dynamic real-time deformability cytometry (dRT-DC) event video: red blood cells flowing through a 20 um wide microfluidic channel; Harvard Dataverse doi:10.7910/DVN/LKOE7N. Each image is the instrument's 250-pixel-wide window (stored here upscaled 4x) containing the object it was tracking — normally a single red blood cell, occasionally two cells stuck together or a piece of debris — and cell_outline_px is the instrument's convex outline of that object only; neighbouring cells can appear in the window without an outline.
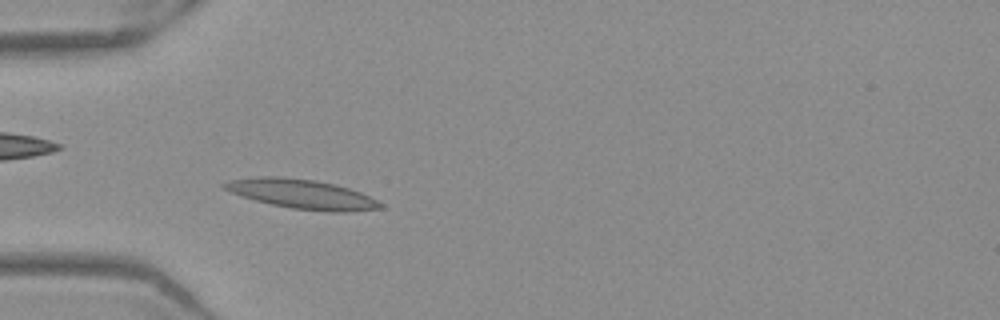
{"species": "Egyptian fruit bat (a non-hibernating species)", "species_latin": "Rousettus aegyptiacus", "temperature_condition": "warm", "stored_images_in_passage": 47, "camera_frame_rate_fps": 3000, "um_per_image_px": 0.085, "frame": {"image": 1, "passage_image": 11, "time_ms": 3.333, "image_size_px": [1000, 320], "cell_outline_px": [[384, 208], [348, 212], [328, 212], [292, 208], [272, 204], [240, 196], [224, 188], [220, 184], [228, 180], [260, 176], [280, 176], [316, 180], [336, 184], [360, 192], [384, 204]], "centroid_in_image_um": [25.67, 16.49], "position_along_channel_um": 59.3, "area_um2": 26.82}}
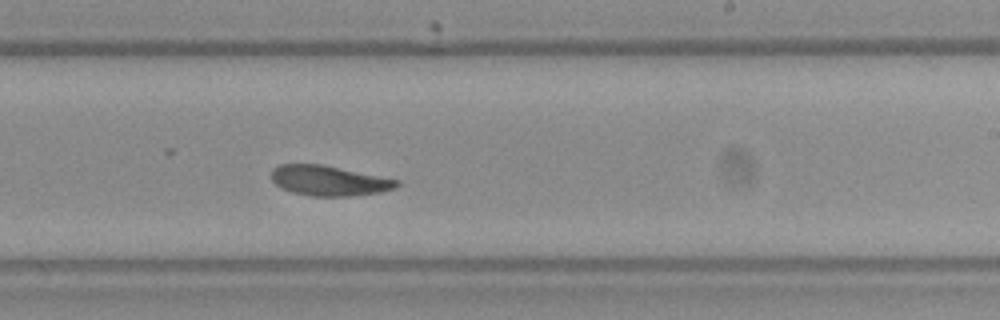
{"frame": {"image": 2, "passage_image": 27, "time_ms": 8.667, "image_size_px": [1000, 320], "cell_outline_px": [[400, 184], [396, 188], [380, 192], [348, 196], [312, 196], [292, 192], [276, 184], [272, 180], [272, 168], [280, 164], [324, 164], [400, 180]], "centroid_in_image_um": [27.99, 15.34], "position_along_channel_um": 261.0, "area_um2": 22.02}}
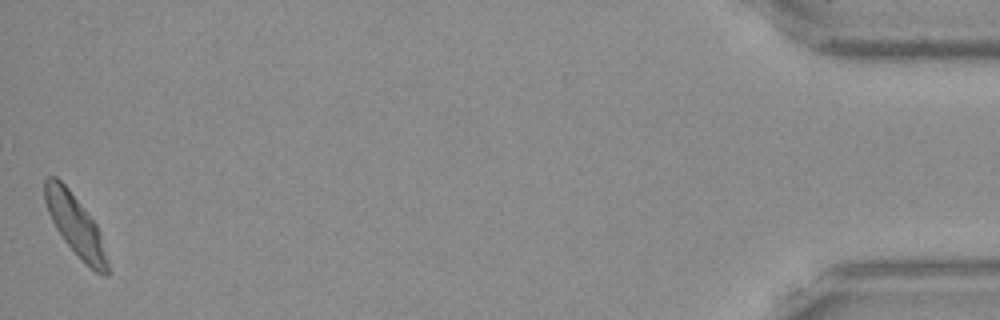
{"frame": {"image": 3, "passage_image": 47, "time_ms": 15.333, "image_size_px": [1000, 320], "cell_outline_px": [[108, 276], [104, 276], [96, 272], [64, 240], [56, 228], [48, 212], [44, 200], [44, 176], [56, 176], [68, 188], [96, 224], [100, 236], [108, 264]], "centroid_in_image_um": [6.36, 19.06], "position_along_channel_um": 428.8, "area_um2": 21.39}, "authors_computed_cell_mechanics": {"area_um2": 23.0044, "velocity_mm_per_s": 3.8685, "shape_relaxation_time_tau1_ms": 5.6621, "shape_relaxation_time_tau2_ms": 5.9671, "deformation_change_tau1": 0.119, "deformation_change_tau2": 0.1191}}